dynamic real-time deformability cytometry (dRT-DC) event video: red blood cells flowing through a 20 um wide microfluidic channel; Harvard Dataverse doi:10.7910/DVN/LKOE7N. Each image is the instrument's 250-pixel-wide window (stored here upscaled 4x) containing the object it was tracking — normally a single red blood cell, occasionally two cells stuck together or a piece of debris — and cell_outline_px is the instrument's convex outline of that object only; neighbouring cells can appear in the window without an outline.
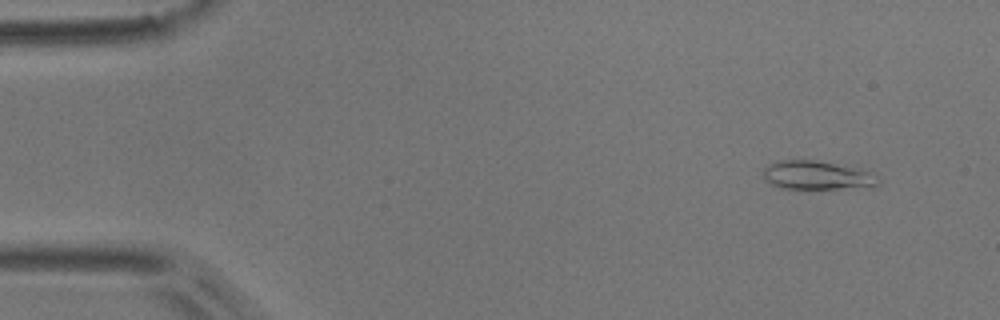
{"species": "common noctule bat (a hibernating species)", "species_latin": "Nyctalus noctula", "temperature_condition": "room temperature", "stored_images_in_passage": 5, "camera_frame_rate_fps": 3000, "um_per_image_px": 0.085, "animal": {"sex": "male", "body_mass_g": 17.9}, "frame": {"image": 1, "passage_image": 1, "time_ms": 0.0, "image_size_px": [1000, 320], "cell_outline_px": [[880, 184], [876, 188], [780, 188], [764, 180], [764, 168], [768, 164], [780, 160], [816, 160], [856, 168], [868, 172], [880, 180]], "centroid_in_image_um": [69.46, 14.91], "position_along_channel_um": 15.5, "area_um2": 19.19}}